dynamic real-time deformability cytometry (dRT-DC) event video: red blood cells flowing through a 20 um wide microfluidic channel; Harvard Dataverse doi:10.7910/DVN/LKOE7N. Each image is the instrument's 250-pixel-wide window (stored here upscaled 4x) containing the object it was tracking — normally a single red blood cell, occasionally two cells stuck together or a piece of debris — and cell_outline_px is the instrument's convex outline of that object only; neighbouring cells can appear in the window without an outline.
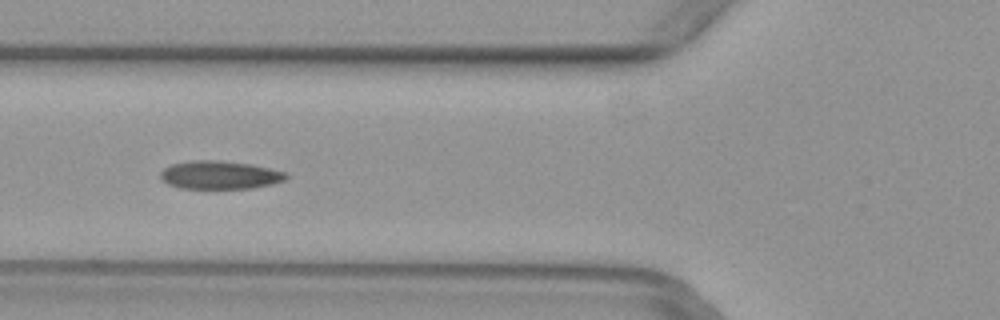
{"species": "common noctule bat (a hibernating species)", "species_latin": "Nyctalus noctula", "temperature_condition": "warm", "stored_images_in_passage": 6, "camera_frame_rate_fps": 3000, "um_per_image_px": 0.085, "animal": {"sex": "female", "body_mass_g": 29.2, "forearm_length_mm": 56.3}, "frame": {"image": 1, "passage_image": 6, "time_ms": 1.667, "image_size_px": [1000, 320], "cell_outline_px": [[288, 180], [272, 184], [252, 188], [180, 188], [168, 184], [160, 180], [160, 172], [164, 168], [172, 164], [192, 160], [220, 160], [252, 164], [288, 172]], "centroid_in_image_um": [18.71, 14.87], "position_along_channel_um": 107.1, "area_um2": 20.92}}